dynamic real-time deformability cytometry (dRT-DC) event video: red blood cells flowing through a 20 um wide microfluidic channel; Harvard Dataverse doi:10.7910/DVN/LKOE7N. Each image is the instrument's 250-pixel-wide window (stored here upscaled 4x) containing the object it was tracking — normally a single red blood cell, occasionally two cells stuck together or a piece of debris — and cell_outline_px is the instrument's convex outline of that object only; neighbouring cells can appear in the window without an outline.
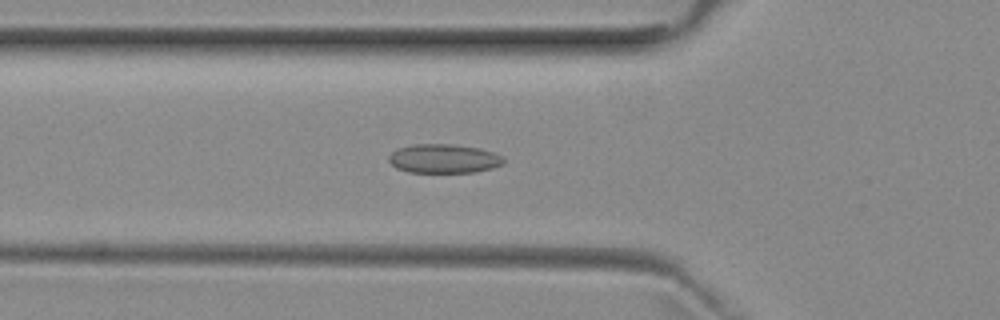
{"species": "common noctule bat (a hibernating species)", "species_latin": "Nyctalus noctula", "temperature_condition": "room temperature", "stored_images_in_passage": 39, "camera_frame_rate_fps": 3000, "um_per_image_px": 0.085, "animal": {"sex": "female", "body_mass_g": 29.2, "forearm_length_mm": 56.3}, "frame": {"image": 1, "passage_image": 12, "time_ms": 3.667, "image_size_px": [1000, 320], "cell_outline_px": [[504, 164], [492, 168], [476, 172], [408, 172], [396, 168], [388, 160], [388, 156], [396, 148], [412, 144], [452, 144], [480, 148], [504, 156]], "centroid_in_image_um": [37.72, 13.48], "position_along_channel_um": 88.1, "area_um2": 19.59}}
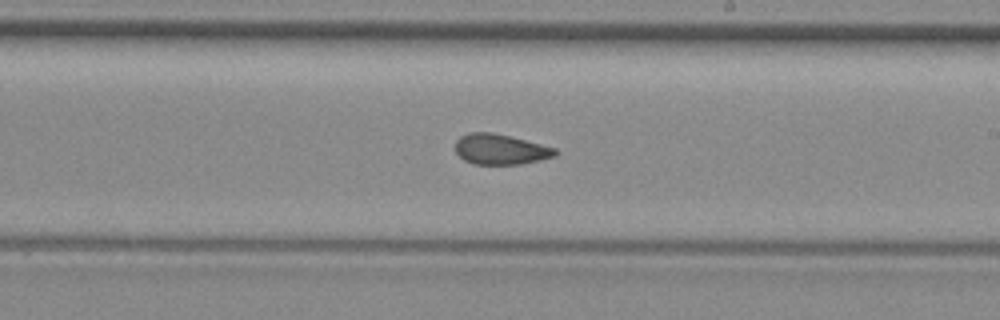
{"frame": {"image": 2, "passage_image": 24, "time_ms": 7.667, "image_size_px": [1000, 320], "cell_outline_px": [[556, 156], [540, 160], [520, 164], [472, 164], [464, 160], [456, 152], [456, 140], [460, 136], [468, 132], [492, 132], [556, 148]], "centroid_in_image_um": [42.51, 12.69], "position_along_channel_um": 246.5, "area_um2": 17.57}}
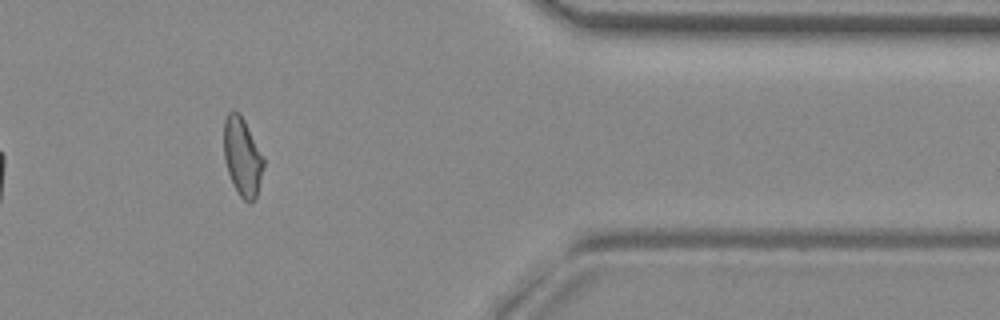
{"frame": {"image": 3, "passage_image": 37, "time_ms": 12.0, "image_size_px": [1000, 320], "cell_outline_px": [[264, 164], [260, 184], [256, 196], [248, 204], [240, 196], [232, 184], [228, 172], [224, 156], [224, 120], [228, 112], [232, 108], [240, 112], [264, 156]], "centroid_in_image_um": [20.6, 13.29], "position_along_channel_um": 390.8, "area_um2": 18.38}, "authors_computed_cell_mechanics": {"area_um2": 18.5538, "velocity_mm_per_s": 3.9555, "shape_relaxation_time_tau1_ms": null, "shape_relaxation_time_tau2_ms": 1.7418, "deformation_change_tau1": null, "deformation_change_tau2": 0.0741}}